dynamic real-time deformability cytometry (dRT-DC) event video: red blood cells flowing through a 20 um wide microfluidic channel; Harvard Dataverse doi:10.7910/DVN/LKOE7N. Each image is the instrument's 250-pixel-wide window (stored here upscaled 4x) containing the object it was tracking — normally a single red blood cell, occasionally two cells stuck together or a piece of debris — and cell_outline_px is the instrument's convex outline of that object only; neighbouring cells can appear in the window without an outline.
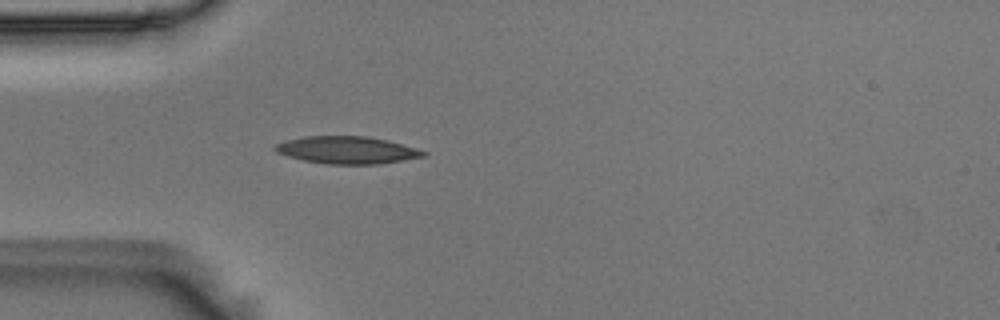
{"species": "Egyptian fruit bat (a non-hibernating species)", "species_latin": "Rousettus aegyptiacus", "temperature_condition": "room temperature", "stored_images_in_passage": 40, "camera_frame_rate_fps": 3000, "um_per_image_px": 0.085, "animal": {"sex": "male"}, "frame": {"image": 1, "passage_image": 1, "time_ms": 0.0, "image_size_px": [1000, 320], "cell_outline_px": [[428, 156], [376, 164], [328, 164], [304, 160], [288, 156], [276, 152], [272, 148], [272, 144], [284, 140], [304, 136], [368, 136], [388, 140], [416, 148], [428, 152]], "centroid_in_image_um": [29.47, 12.74], "position_along_channel_um": 55.5, "area_um2": 23.81}}
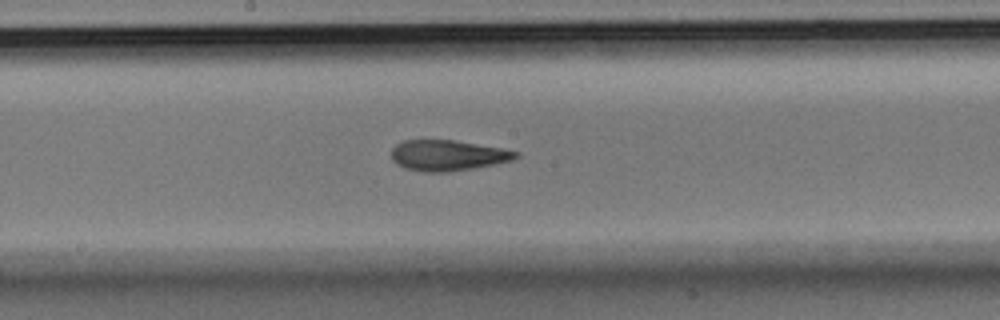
{"frame": {"image": 2, "passage_image": 14, "time_ms": 4.333, "image_size_px": [1000, 320], "cell_outline_px": [[520, 156], [512, 160], [496, 164], [448, 172], [424, 172], [404, 168], [396, 164], [392, 160], [392, 148], [396, 144], [404, 140], [452, 140], [504, 148], [520, 152]], "centroid_in_image_um": [38.07, 13.21], "position_along_channel_um": 210.1, "area_um2": 22.37}}
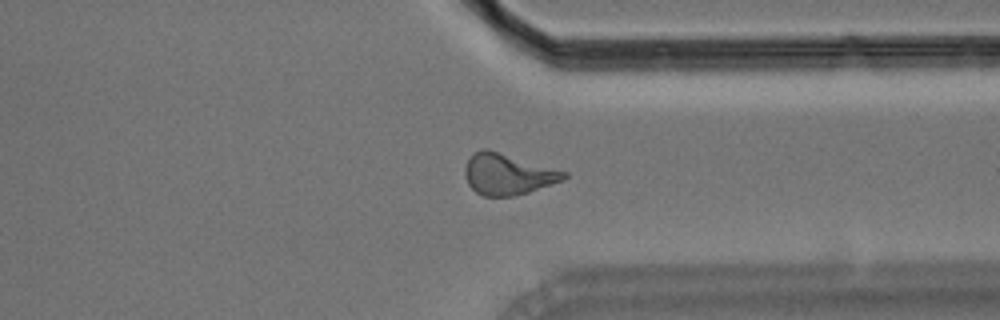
{"frame": {"image": 3, "passage_image": 27, "time_ms": 8.667, "image_size_px": [1000, 320], "cell_outline_px": [[568, 176], [564, 180], [528, 192], [512, 196], [484, 196], [476, 192], [468, 184], [464, 176], [464, 168], [468, 156], [472, 152], [480, 148], [488, 148], [568, 172]], "centroid_in_image_um": [43.12, 14.78], "position_along_channel_um": 368.3, "area_um2": 24.04}, "authors_computed_cell_mechanics": {"area_um2": 22.6865, "velocity_mm_per_s": 3.6713, "shape_relaxation_time_tau1_ms": 10.2796, "shape_relaxation_time_tau2_ms": 3.0331, "deformation_change_tau1": 0.2449, "deformation_change_tau2": 0.1177}}